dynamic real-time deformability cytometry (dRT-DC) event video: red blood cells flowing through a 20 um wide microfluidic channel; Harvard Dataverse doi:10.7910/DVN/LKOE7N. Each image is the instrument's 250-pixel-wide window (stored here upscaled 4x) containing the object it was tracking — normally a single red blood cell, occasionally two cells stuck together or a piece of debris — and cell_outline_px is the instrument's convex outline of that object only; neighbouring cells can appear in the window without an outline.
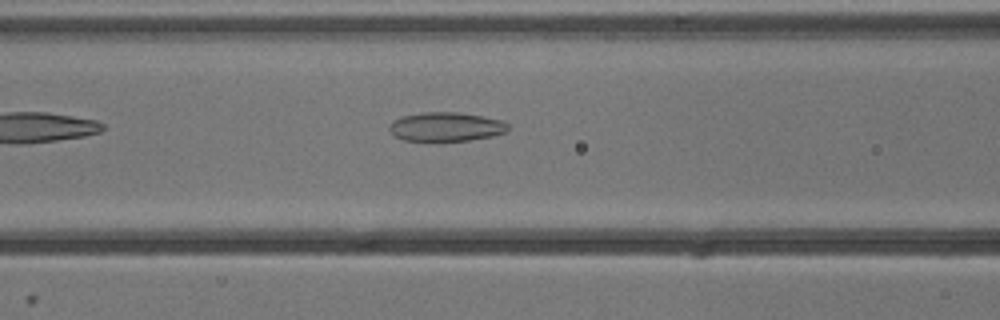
{"species": "common noctule bat (a hibernating species)", "species_latin": "Nyctalus noctula", "temperature_condition": "cold", "stored_images_in_passage": 38, "camera_frame_rate_fps": 3000, "um_per_image_px": 0.085, "animal": {"sex": "male", "body_mass_g": 13.3}, "frame": {"image": 1, "passage_image": 7, "time_ms": 2.0, "image_size_px": [1000, 320], "cell_outline_px": [[508, 132], [492, 136], [468, 140], [404, 140], [396, 136], [388, 128], [388, 124], [392, 120], [400, 116], [424, 112], [456, 112], [480, 116], [500, 120], [508, 124]], "centroid_in_image_um": [37.88, 10.76], "position_along_channel_um": 128.7, "area_um2": 19.88}}
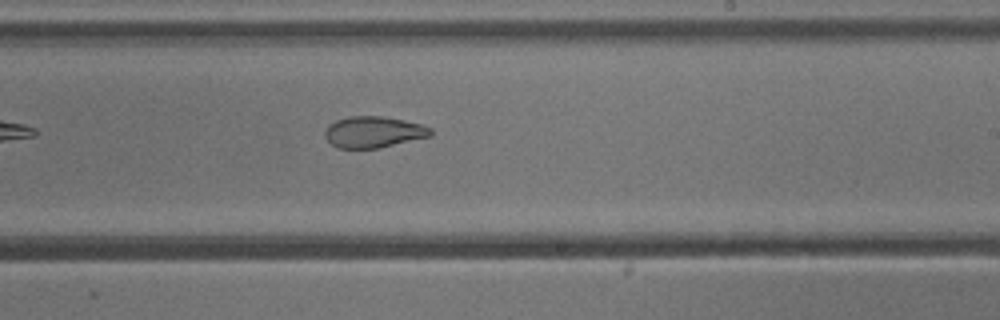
{"frame": {"image": 2, "passage_image": 17, "time_ms": 5.333, "image_size_px": [1000, 320], "cell_outline_px": [[432, 136], [380, 148], [336, 148], [324, 136], [324, 132], [328, 124], [336, 120], [348, 116], [384, 116], [404, 120], [420, 124], [432, 128]], "centroid_in_image_um": [31.75, 11.22], "position_along_channel_um": 257.3, "area_um2": 19.48}}
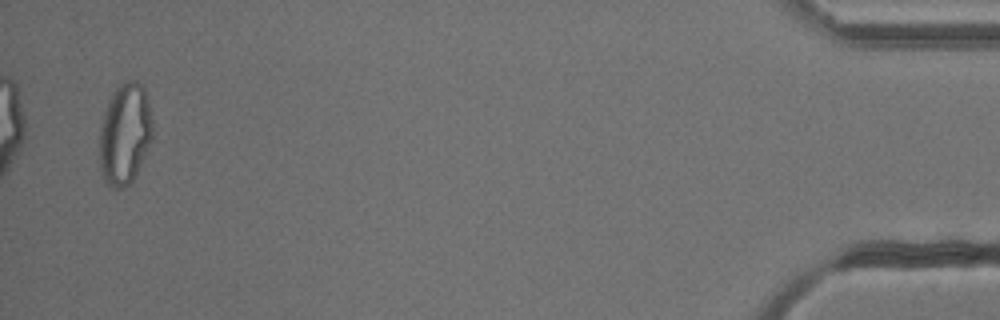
{"frame": {"image": 3, "passage_image": 37, "time_ms": 12.0, "image_size_px": [1000, 320], "cell_outline_px": [[152, 140], [132, 180], [128, 184], [120, 188], [112, 188], [104, 180], [100, 168], [100, 128], [104, 112], [108, 100], [112, 92], [120, 84], [128, 80], [136, 80], [144, 88], [152, 120]], "centroid_in_image_um": [10.6, 11.36], "position_along_channel_um": 424.6, "area_um2": 31.04}, "authors_computed_cell_mechanics": {"area_um2": 21.4149, "velocity_mm_per_s": 3.8501, "shape_relaxation_time_tau1_ms": null, "shape_relaxation_time_tau2_ms": 2.2239, "deformation_change_tau1": null, "deformation_change_tau2": 0.0849}}